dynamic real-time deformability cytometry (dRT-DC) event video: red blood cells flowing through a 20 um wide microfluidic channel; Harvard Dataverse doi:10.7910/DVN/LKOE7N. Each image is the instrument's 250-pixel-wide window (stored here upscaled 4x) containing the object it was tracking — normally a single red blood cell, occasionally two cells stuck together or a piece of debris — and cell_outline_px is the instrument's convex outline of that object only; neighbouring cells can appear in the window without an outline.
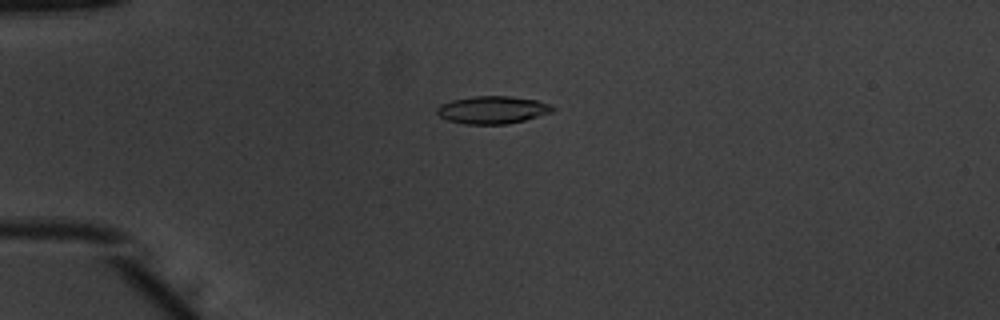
{"species": "common noctule bat (a hibernating species)", "species_latin": "Nyctalus noctula", "temperature_condition": "warm", "stored_images_in_passage": 53, "camera_frame_rate_fps": 3000, "um_per_image_px": 0.085, "animal": {"sex": "male", "body_mass_g": 20.1, "forearm_length_mm": 53.5}, "frame": {"image": 1, "passage_image": 15, "time_ms": 4.667, "image_size_px": [1000, 320], "cell_outline_px": [[556, 108], [552, 112], [524, 120], [508, 124], [464, 124], [448, 120], [440, 116], [436, 112], [436, 108], [440, 104], [452, 100], [472, 96], [512, 96], [536, 100], [552, 104]], "centroid_in_image_um": [41.87, 9.33], "position_along_channel_um": 43.1, "area_um2": 18.73}}
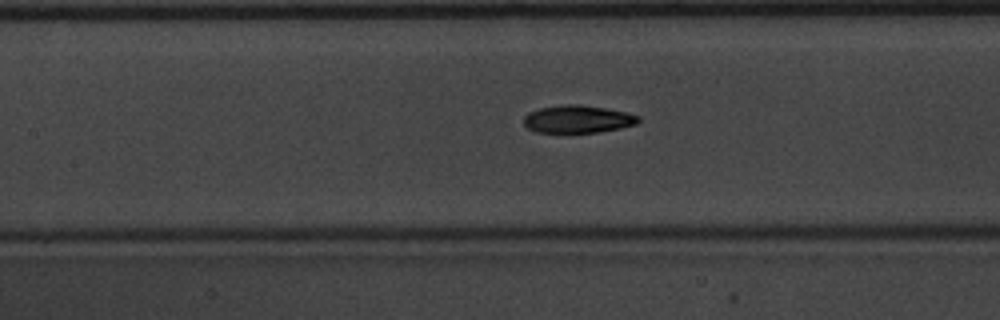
{"frame": {"image": 2, "passage_image": 26, "time_ms": 8.333, "image_size_px": [1000, 320], "cell_outline_px": [[640, 120], [636, 124], [620, 128], [600, 132], [536, 132], [528, 128], [524, 124], [524, 116], [528, 112], [540, 108], [564, 104], [580, 104], [604, 108], [624, 112], [640, 116]], "centroid_in_image_um": [49.1, 10.12], "position_along_channel_um": 158.3, "area_um2": 18.38}}
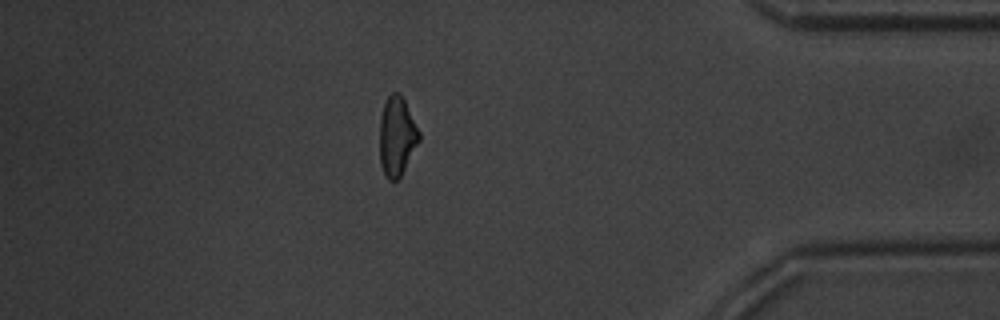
{"frame": {"image": 3, "passage_image": 47, "time_ms": 15.333, "image_size_px": [1000, 320], "cell_outline_px": [[420, 140], [400, 176], [396, 180], [388, 180], [380, 164], [380, 116], [384, 104], [388, 96], [392, 92], [400, 92], [420, 132]], "centroid_in_image_um": [33.73, 11.56], "position_along_channel_um": 401.5, "area_um2": 18.03}, "authors_computed_cell_mechanics": {"area_um2": 18.496, "velocity_mm_per_s": 3.9349, "shape_relaxation_time_tau1_ms": 3.9446, "shape_relaxation_time_tau2_ms": 2.2193, "deformation_change_tau1": 0.1615, "deformation_change_tau2": 0.0866}}